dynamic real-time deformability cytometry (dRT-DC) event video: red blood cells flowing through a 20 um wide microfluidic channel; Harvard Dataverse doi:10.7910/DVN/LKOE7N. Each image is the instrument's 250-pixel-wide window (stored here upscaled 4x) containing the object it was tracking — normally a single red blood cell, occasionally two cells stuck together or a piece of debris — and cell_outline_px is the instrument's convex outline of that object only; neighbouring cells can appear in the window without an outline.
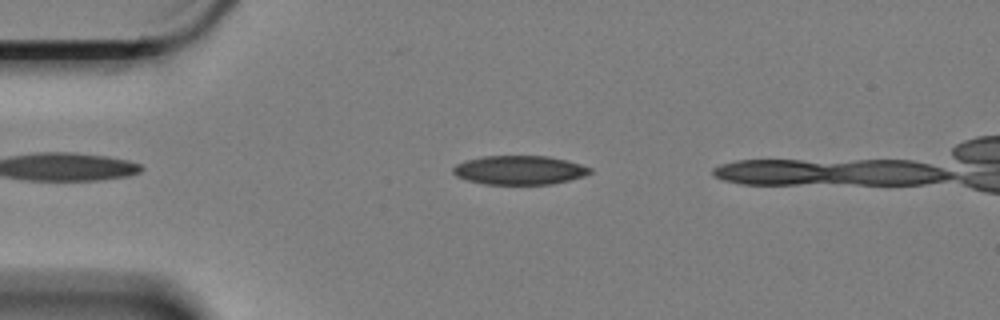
{"species": "Egyptian fruit bat (a non-hibernating species)", "species_latin": "Rousettus aegyptiacus", "temperature_condition": "cold", "stored_images_in_passage": 25, "camera_frame_rate_fps": 3000, "um_per_image_px": 0.085, "animal": {"sex": "female"}, "frame": {"image": 1, "passage_image": 10, "time_ms": 3.0, "image_size_px": [1000, 320], "cell_outline_px": [[592, 172], [584, 176], [552, 184], [484, 184], [468, 180], [456, 176], [452, 172], [452, 168], [456, 164], [464, 160], [484, 156], [548, 156], [580, 164], [592, 168]], "centroid_in_image_um": [44.12, 14.46], "position_along_channel_um": 40.9, "area_um2": 23.06}}
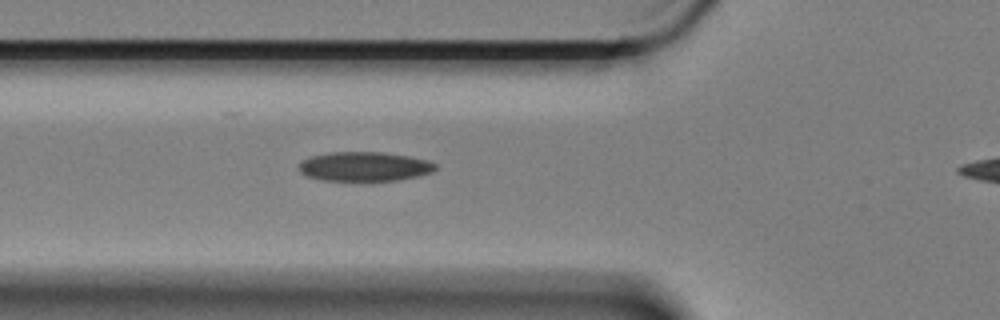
{"frame": {"image": 2, "passage_image": 17, "time_ms": 5.333, "image_size_px": [1000, 320], "cell_outline_px": [[436, 168], [432, 172], [416, 176], [396, 180], [320, 180], [308, 176], [300, 172], [300, 164], [304, 160], [312, 156], [328, 152], [384, 152], [408, 156], [428, 160], [436, 164]], "centroid_in_image_um": [30.99, 14.14], "position_along_channel_um": 94.8, "area_um2": 23.06}}